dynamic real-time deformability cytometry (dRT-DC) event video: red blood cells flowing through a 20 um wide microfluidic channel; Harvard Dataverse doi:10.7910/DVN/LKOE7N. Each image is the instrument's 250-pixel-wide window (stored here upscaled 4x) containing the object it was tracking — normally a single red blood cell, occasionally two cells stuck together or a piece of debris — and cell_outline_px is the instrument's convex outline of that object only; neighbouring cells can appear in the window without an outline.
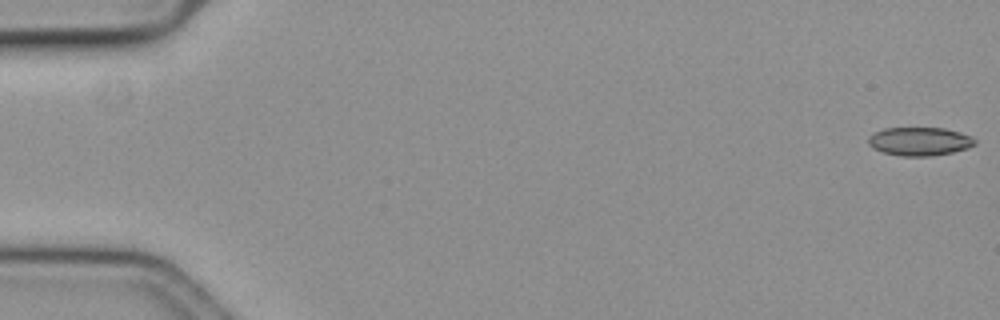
{"species": "common noctule bat (a hibernating species)", "species_latin": "Nyctalus noctula", "temperature_condition": "cold", "stored_images_in_passage": 59, "camera_frame_rate_fps": 3000, "um_per_image_px": 0.085, "animal": {"sex": "female", "body_mass_g": 19.3, "forearm_length_mm": 54.1}, "frame": {"image": 1, "passage_image": 1, "time_ms": 0.0, "image_size_px": [1000, 320], "cell_outline_px": [[976, 144], [968, 148], [952, 152], [928, 156], [900, 156], [884, 152], [872, 148], [868, 144], [868, 136], [872, 132], [884, 128], [944, 128], [960, 132], [972, 136], [976, 140]], "centroid_in_image_um": [78.15, 12.01], "position_along_channel_um": 6.9, "area_um2": 17.8}}
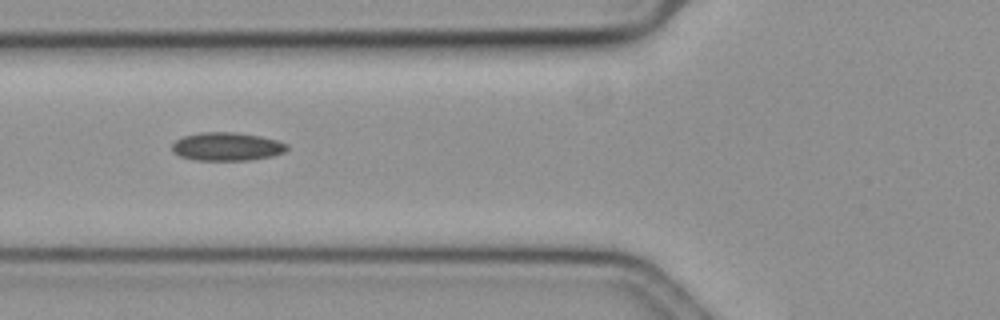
{"frame": {"image": 2, "passage_image": 23, "time_ms": 7.333, "image_size_px": [1000, 320], "cell_outline_px": [[288, 148], [284, 152], [272, 156], [248, 160], [192, 160], [180, 156], [172, 152], [172, 144], [176, 140], [184, 136], [200, 132], [236, 132], [260, 136], [276, 140], [288, 144]], "centroid_in_image_um": [19.27, 12.46], "position_along_channel_um": 106.5, "area_um2": 19.02}}
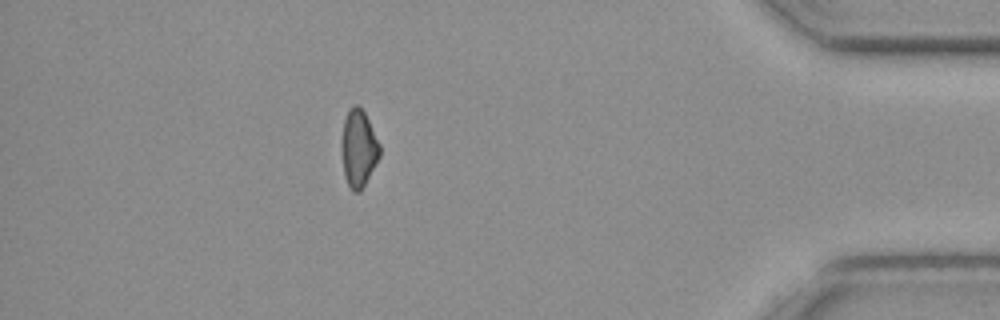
{"frame": {"image": 3, "passage_image": 52, "time_ms": 17.0, "image_size_px": [1000, 320], "cell_outline_px": [[380, 156], [360, 192], [352, 192], [344, 176], [340, 144], [344, 120], [348, 108], [352, 104], [356, 104], [364, 112], [380, 144]], "centroid_in_image_um": [30.45, 12.6], "position_along_channel_um": 404.8, "area_um2": 17.28}}